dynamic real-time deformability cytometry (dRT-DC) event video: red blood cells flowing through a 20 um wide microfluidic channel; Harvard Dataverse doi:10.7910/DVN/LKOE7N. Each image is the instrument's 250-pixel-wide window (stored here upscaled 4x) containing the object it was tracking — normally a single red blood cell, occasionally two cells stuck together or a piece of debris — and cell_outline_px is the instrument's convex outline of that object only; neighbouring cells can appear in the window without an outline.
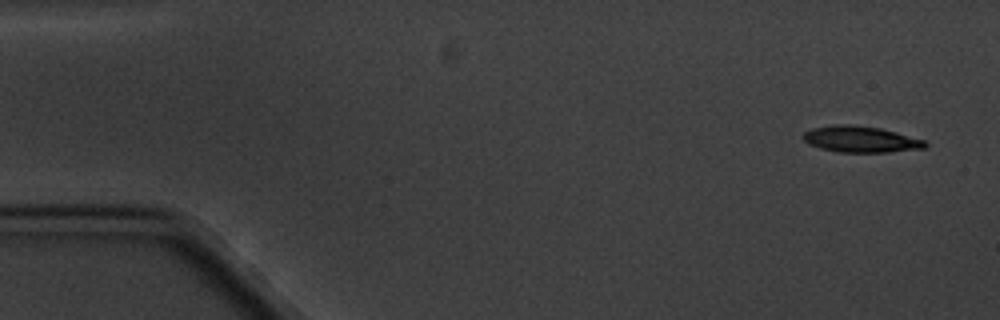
{"species": "common noctule bat (a hibernating species)", "species_latin": "Nyctalus noctula", "temperature_condition": "cold", "stored_images_in_passage": 4, "camera_frame_rate_fps": 3000, "um_per_image_px": 0.085, "animal": {"sex": "male", "body_mass_g": 20.1, "forearm_length_mm": 53.5}, "frame": {"image": 1, "passage_image": 1, "time_ms": 0.0, "image_size_px": [1000, 320], "cell_outline_px": [[928, 144], [924, 148], [888, 152], [840, 152], [820, 148], [808, 144], [804, 140], [804, 132], [812, 128], [832, 124], [852, 124], [880, 128], [896, 132], [924, 140]], "centroid_in_image_um": [73.14, 11.83], "position_along_channel_um": 11.9, "area_um2": 18.61}}